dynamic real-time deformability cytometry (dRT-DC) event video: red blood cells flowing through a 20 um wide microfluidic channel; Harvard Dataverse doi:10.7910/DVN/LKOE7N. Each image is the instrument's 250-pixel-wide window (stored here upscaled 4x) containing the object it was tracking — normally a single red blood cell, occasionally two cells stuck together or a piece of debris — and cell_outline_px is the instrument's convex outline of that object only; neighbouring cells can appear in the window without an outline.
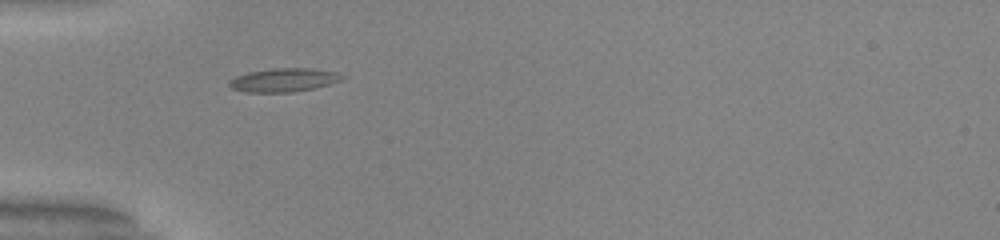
{"species": "common noctule bat (a hibernating species)", "species_latin": "Nyctalus noctula", "temperature_condition": "warm", "stored_images_in_passage": 36, "camera_frame_rate_fps": 3000, "um_per_image_px": 0.085, "animal": {"sex": "male", "body_mass_g": 20.0, "forearm_length_mm": 53.3}, "frame": {"image": 1, "passage_image": 1, "time_ms": 0.0, "image_size_px": [1000, 240], "cell_outline_px": [[344, 76], [340, 80], [316, 88], [292, 92], [244, 92], [232, 88], [228, 84], [228, 80], [236, 76], [248, 72], [272, 68], [308, 68], [340, 72]], "centroid_in_image_um": [24.1, 6.79], "position_along_channel_um": 60.9, "area_um2": 15.55}}
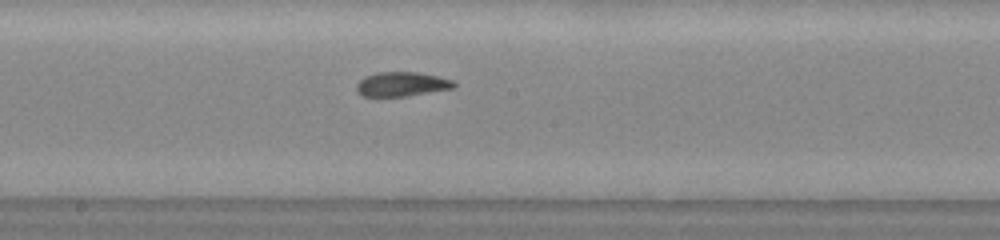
{"frame": {"image": 2, "passage_image": 13, "time_ms": 4.0, "image_size_px": [1000, 240], "cell_outline_px": [[456, 84], [452, 88], [408, 96], [364, 96], [356, 92], [356, 84], [364, 76], [376, 72], [416, 72], [436, 76], [452, 80]], "centroid_in_image_um": [34.09, 7.15], "position_along_channel_um": 214.1, "area_um2": 13.76}}
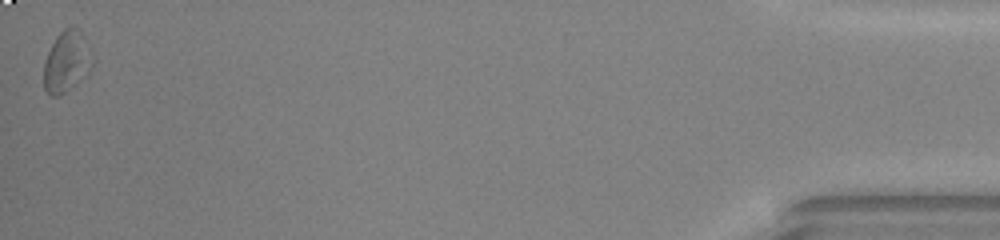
{"frame": {"image": 3, "passage_image": 36, "time_ms": 11.667, "image_size_px": [1000, 240], "cell_outline_px": [[96, 60], [88, 72], [76, 84], [60, 96], [48, 96], [44, 88], [44, 60], [56, 36], [64, 28], [72, 24], [80, 28]], "centroid_in_image_um": [5.69, 5.2], "position_along_channel_um": 429.5, "area_um2": 17.86}, "authors_computed_cell_mechanics": {"area_um2": 13.6986, "velocity_mm_per_s": 3.9692, "shape_relaxation_time_tau1_ms": null, "shape_relaxation_time_tau2_ms": 3.4586, "deformation_change_tau1": null, "deformation_change_tau2": 0.0738}}